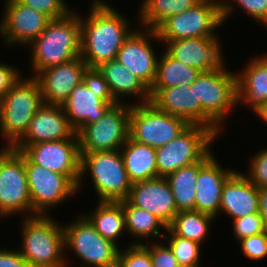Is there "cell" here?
Listing matches in <instances>:
<instances>
[{"label":"cell","mask_w":267,"mask_h":267,"mask_svg":"<svg viewBox=\"0 0 267 267\" xmlns=\"http://www.w3.org/2000/svg\"><path fill=\"white\" fill-rule=\"evenodd\" d=\"M254 115L259 117V119L262 122H265V124L267 125V103L264 104Z\"/></svg>","instance_id":"46"},{"label":"cell","mask_w":267,"mask_h":267,"mask_svg":"<svg viewBox=\"0 0 267 267\" xmlns=\"http://www.w3.org/2000/svg\"><path fill=\"white\" fill-rule=\"evenodd\" d=\"M119 102H106L92 92L83 81L74 87L62 105L71 127L78 134L86 125L98 121L106 111Z\"/></svg>","instance_id":"25"},{"label":"cell","mask_w":267,"mask_h":267,"mask_svg":"<svg viewBox=\"0 0 267 267\" xmlns=\"http://www.w3.org/2000/svg\"><path fill=\"white\" fill-rule=\"evenodd\" d=\"M135 28L124 41L116 60L150 88L155 80L159 59V53L157 56V50L153 48L154 42L159 44L160 40L156 30L139 26Z\"/></svg>","instance_id":"15"},{"label":"cell","mask_w":267,"mask_h":267,"mask_svg":"<svg viewBox=\"0 0 267 267\" xmlns=\"http://www.w3.org/2000/svg\"><path fill=\"white\" fill-rule=\"evenodd\" d=\"M236 5L253 20L255 19L254 21H256V23H261L263 27L265 26L267 29V0H223L220 5V10L224 24L228 21L227 19L232 16L231 14H236L234 13L237 10Z\"/></svg>","instance_id":"35"},{"label":"cell","mask_w":267,"mask_h":267,"mask_svg":"<svg viewBox=\"0 0 267 267\" xmlns=\"http://www.w3.org/2000/svg\"><path fill=\"white\" fill-rule=\"evenodd\" d=\"M213 155L199 170L195 194V211L214 216L219 215L222 190L227 178L235 171L223 168Z\"/></svg>","instance_id":"23"},{"label":"cell","mask_w":267,"mask_h":267,"mask_svg":"<svg viewBox=\"0 0 267 267\" xmlns=\"http://www.w3.org/2000/svg\"><path fill=\"white\" fill-rule=\"evenodd\" d=\"M163 233H165L163 239L172 249L180 267H201L200 243L176 236L168 227Z\"/></svg>","instance_id":"34"},{"label":"cell","mask_w":267,"mask_h":267,"mask_svg":"<svg viewBox=\"0 0 267 267\" xmlns=\"http://www.w3.org/2000/svg\"><path fill=\"white\" fill-rule=\"evenodd\" d=\"M244 66L236 73L237 105L246 104L255 114L267 103V53L256 55Z\"/></svg>","instance_id":"24"},{"label":"cell","mask_w":267,"mask_h":267,"mask_svg":"<svg viewBox=\"0 0 267 267\" xmlns=\"http://www.w3.org/2000/svg\"><path fill=\"white\" fill-rule=\"evenodd\" d=\"M122 205L127 235L136 238L131 241L132 244H144L147 242L146 239L155 241L159 236L164 238L165 234H161L163 232L161 229L165 232L167 226L158 217L145 209L133 206L127 199L122 200Z\"/></svg>","instance_id":"30"},{"label":"cell","mask_w":267,"mask_h":267,"mask_svg":"<svg viewBox=\"0 0 267 267\" xmlns=\"http://www.w3.org/2000/svg\"><path fill=\"white\" fill-rule=\"evenodd\" d=\"M245 258L261 261L267 258V231L239 240Z\"/></svg>","instance_id":"39"},{"label":"cell","mask_w":267,"mask_h":267,"mask_svg":"<svg viewBox=\"0 0 267 267\" xmlns=\"http://www.w3.org/2000/svg\"><path fill=\"white\" fill-rule=\"evenodd\" d=\"M3 16L0 19V37L6 46L28 48L51 21L45 14L20 3L4 0Z\"/></svg>","instance_id":"14"},{"label":"cell","mask_w":267,"mask_h":267,"mask_svg":"<svg viewBox=\"0 0 267 267\" xmlns=\"http://www.w3.org/2000/svg\"><path fill=\"white\" fill-rule=\"evenodd\" d=\"M49 17L57 20L66 17L74 9L69 7L66 0H18Z\"/></svg>","instance_id":"37"},{"label":"cell","mask_w":267,"mask_h":267,"mask_svg":"<svg viewBox=\"0 0 267 267\" xmlns=\"http://www.w3.org/2000/svg\"><path fill=\"white\" fill-rule=\"evenodd\" d=\"M63 229L65 255L71 250L81 260L80 267H117L121 247L103 238L82 213Z\"/></svg>","instance_id":"9"},{"label":"cell","mask_w":267,"mask_h":267,"mask_svg":"<svg viewBox=\"0 0 267 267\" xmlns=\"http://www.w3.org/2000/svg\"><path fill=\"white\" fill-rule=\"evenodd\" d=\"M87 16H80L81 53L87 67L116 59L124 41L135 30L127 16L106 0H92ZM123 14V15H122ZM84 17V18H83Z\"/></svg>","instance_id":"1"},{"label":"cell","mask_w":267,"mask_h":267,"mask_svg":"<svg viewBox=\"0 0 267 267\" xmlns=\"http://www.w3.org/2000/svg\"><path fill=\"white\" fill-rule=\"evenodd\" d=\"M21 219L22 244L17 248L28 267H68L63 223L52 216L35 215ZM68 263V264H67Z\"/></svg>","instance_id":"3"},{"label":"cell","mask_w":267,"mask_h":267,"mask_svg":"<svg viewBox=\"0 0 267 267\" xmlns=\"http://www.w3.org/2000/svg\"><path fill=\"white\" fill-rule=\"evenodd\" d=\"M249 160L250 169L244 175L258 188L267 187V147L256 152Z\"/></svg>","instance_id":"40"},{"label":"cell","mask_w":267,"mask_h":267,"mask_svg":"<svg viewBox=\"0 0 267 267\" xmlns=\"http://www.w3.org/2000/svg\"><path fill=\"white\" fill-rule=\"evenodd\" d=\"M75 134L62 106L43 103L29 122L26 133L11 148L22 151L30 144L68 140Z\"/></svg>","instance_id":"19"},{"label":"cell","mask_w":267,"mask_h":267,"mask_svg":"<svg viewBox=\"0 0 267 267\" xmlns=\"http://www.w3.org/2000/svg\"><path fill=\"white\" fill-rule=\"evenodd\" d=\"M127 200L152 213L167 227L178 213L174 196L165 177L132 183Z\"/></svg>","instance_id":"21"},{"label":"cell","mask_w":267,"mask_h":267,"mask_svg":"<svg viewBox=\"0 0 267 267\" xmlns=\"http://www.w3.org/2000/svg\"><path fill=\"white\" fill-rule=\"evenodd\" d=\"M43 104L38 81L22 77L0 101V138L12 147L25 133L29 122Z\"/></svg>","instance_id":"5"},{"label":"cell","mask_w":267,"mask_h":267,"mask_svg":"<svg viewBox=\"0 0 267 267\" xmlns=\"http://www.w3.org/2000/svg\"><path fill=\"white\" fill-rule=\"evenodd\" d=\"M159 54L155 80L150 88H169L173 86L191 85L201 71L185 66L173 59L165 50Z\"/></svg>","instance_id":"33"},{"label":"cell","mask_w":267,"mask_h":267,"mask_svg":"<svg viewBox=\"0 0 267 267\" xmlns=\"http://www.w3.org/2000/svg\"><path fill=\"white\" fill-rule=\"evenodd\" d=\"M24 214V216H23ZM32 216L25 155L11 147L0 148V217Z\"/></svg>","instance_id":"7"},{"label":"cell","mask_w":267,"mask_h":267,"mask_svg":"<svg viewBox=\"0 0 267 267\" xmlns=\"http://www.w3.org/2000/svg\"><path fill=\"white\" fill-rule=\"evenodd\" d=\"M150 252L153 267H180L168 244L156 241L143 244Z\"/></svg>","instance_id":"42"},{"label":"cell","mask_w":267,"mask_h":267,"mask_svg":"<svg viewBox=\"0 0 267 267\" xmlns=\"http://www.w3.org/2000/svg\"><path fill=\"white\" fill-rule=\"evenodd\" d=\"M221 213L226 214L231 221L259 213V188L236 169L224 184L219 208Z\"/></svg>","instance_id":"22"},{"label":"cell","mask_w":267,"mask_h":267,"mask_svg":"<svg viewBox=\"0 0 267 267\" xmlns=\"http://www.w3.org/2000/svg\"><path fill=\"white\" fill-rule=\"evenodd\" d=\"M149 90L151 102L159 110L178 116L190 125H203L210 128L218 137H222L223 129L202 109L200 102H196L194 87L184 84Z\"/></svg>","instance_id":"17"},{"label":"cell","mask_w":267,"mask_h":267,"mask_svg":"<svg viewBox=\"0 0 267 267\" xmlns=\"http://www.w3.org/2000/svg\"><path fill=\"white\" fill-rule=\"evenodd\" d=\"M25 170L32 202V216H50L54 207L78 194L77 185L67 175L36 165L26 156Z\"/></svg>","instance_id":"13"},{"label":"cell","mask_w":267,"mask_h":267,"mask_svg":"<svg viewBox=\"0 0 267 267\" xmlns=\"http://www.w3.org/2000/svg\"><path fill=\"white\" fill-rule=\"evenodd\" d=\"M120 152L132 183L158 178L156 148L128 138Z\"/></svg>","instance_id":"27"},{"label":"cell","mask_w":267,"mask_h":267,"mask_svg":"<svg viewBox=\"0 0 267 267\" xmlns=\"http://www.w3.org/2000/svg\"><path fill=\"white\" fill-rule=\"evenodd\" d=\"M21 70L16 66L8 65L0 62V101L4 95L14 86V84L22 77Z\"/></svg>","instance_id":"43"},{"label":"cell","mask_w":267,"mask_h":267,"mask_svg":"<svg viewBox=\"0 0 267 267\" xmlns=\"http://www.w3.org/2000/svg\"><path fill=\"white\" fill-rule=\"evenodd\" d=\"M71 11L66 17L51 20L42 33L28 45L32 62L31 77L49 67L67 63L81 53L80 15Z\"/></svg>","instance_id":"2"},{"label":"cell","mask_w":267,"mask_h":267,"mask_svg":"<svg viewBox=\"0 0 267 267\" xmlns=\"http://www.w3.org/2000/svg\"><path fill=\"white\" fill-rule=\"evenodd\" d=\"M130 103L129 138L153 148L177 138L190 124L175 115L159 110L152 102Z\"/></svg>","instance_id":"8"},{"label":"cell","mask_w":267,"mask_h":267,"mask_svg":"<svg viewBox=\"0 0 267 267\" xmlns=\"http://www.w3.org/2000/svg\"><path fill=\"white\" fill-rule=\"evenodd\" d=\"M83 83L92 92L98 93V97L106 102H118L111 93L109 84L104 79L103 74L98 70V68L87 67L83 73Z\"/></svg>","instance_id":"41"},{"label":"cell","mask_w":267,"mask_h":267,"mask_svg":"<svg viewBox=\"0 0 267 267\" xmlns=\"http://www.w3.org/2000/svg\"><path fill=\"white\" fill-rule=\"evenodd\" d=\"M130 103L112 105L98 121L86 125L77 134L80 152L120 150L129 138Z\"/></svg>","instance_id":"12"},{"label":"cell","mask_w":267,"mask_h":267,"mask_svg":"<svg viewBox=\"0 0 267 267\" xmlns=\"http://www.w3.org/2000/svg\"><path fill=\"white\" fill-rule=\"evenodd\" d=\"M80 153L78 193L85 184L84 176L88 177L89 174L99 201H122L128 198L132 182L126 172L120 150Z\"/></svg>","instance_id":"4"},{"label":"cell","mask_w":267,"mask_h":267,"mask_svg":"<svg viewBox=\"0 0 267 267\" xmlns=\"http://www.w3.org/2000/svg\"><path fill=\"white\" fill-rule=\"evenodd\" d=\"M216 218L212 215L195 211H179L168 228L181 238L193 240L203 245L211 233L212 223Z\"/></svg>","instance_id":"32"},{"label":"cell","mask_w":267,"mask_h":267,"mask_svg":"<svg viewBox=\"0 0 267 267\" xmlns=\"http://www.w3.org/2000/svg\"><path fill=\"white\" fill-rule=\"evenodd\" d=\"M97 68L103 74L113 97L119 103L125 102L123 99L128 97H133L138 104L151 102L149 88L116 59L104 62Z\"/></svg>","instance_id":"26"},{"label":"cell","mask_w":267,"mask_h":267,"mask_svg":"<svg viewBox=\"0 0 267 267\" xmlns=\"http://www.w3.org/2000/svg\"><path fill=\"white\" fill-rule=\"evenodd\" d=\"M0 267H28L27 261L16 249L0 248Z\"/></svg>","instance_id":"44"},{"label":"cell","mask_w":267,"mask_h":267,"mask_svg":"<svg viewBox=\"0 0 267 267\" xmlns=\"http://www.w3.org/2000/svg\"><path fill=\"white\" fill-rule=\"evenodd\" d=\"M219 36L168 41L163 48L173 59L201 72L220 67L225 61Z\"/></svg>","instance_id":"18"},{"label":"cell","mask_w":267,"mask_h":267,"mask_svg":"<svg viewBox=\"0 0 267 267\" xmlns=\"http://www.w3.org/2000/svg\"><path fill=\"white\" fill-rule=\"evenodd\" d=\"M226 65L224 62L215 70L201 72L190 85L194 87L196 102H200L202 109L223 130L229 115L238 107L236 72H231Z\"/></svg>","instance_id":"6"},{"label":"cell","mask_w":267,"mask_h":267,"mask_svg":"<svg viewBox=\"0 0 267 267\" xmlns=\"http://www.w3.org/2000/svg\"><path fill=\"white\" fill-rule=\"evenodd\" d=\"M96 206L82 214L103 238L118 246V238L127 233L122 201H98Z\"/></svg>","instance_id":"28"},{"label":"cell","mask_w":267,"mask_h":267,"mask_svg":"<svg viewBox=\"0 0 267 267\" xmlns=\"http://www.w3.org/2000/svg\"><path fill=\"white\" fill-rule=\"evenodd\" d=\"M214 154L211 149L201 161L182 167L165 177L173 193L178 212L195 210L198 172Z\"/></svg>","instance_id":"29"},{"label":"cell","mask_w":267,"mask_h":267,"mask_svg":"<svg viewBox=\"0 0 267 267\" xmlns=\"http://www.w3.org/2000/svg\"><path fill=\"white\" fill-rule=\"evenodd\" d=\"M199 1L200 0H142L138 10V26L156 30L169 17L185 12Z\"/></svg>","instance_id":"31"},{"label":"cell","mask_w":267,"mask_h":267,"mask_svg":"<svg viewBox=\"0 0 267 267\" xmlns=\"http://www.w3.org/2000/svg\"><path fill=\"white\" fill-rule=\"evenodd\" d=\"M223 24L219 4L199 1L185 12L169 17L156 32L164 46L173 40L218 36L215 31Z\"/></svg>","instance_id":"11"},{"label":"cell","mask_w":267,"mask_h":267,"mask_svg":"<svg viewBox=\"0 0 267 267\" xmlns=\"http://www.w3.org/2000/svg\"><path fill=\"white\" fill-rule=\"evenodd\" d=\"M233 235L236 240L266 232L263 219L260 213L250 214L232 221Z\"/></svg>","instance_id":"38"},{"label":"cell","mask_w":267,"mask_h":267,"mask_svg":"<svg viewBox=\"0 0 267 267\" xmlns=\"http://www.w3.org/2000/svg\"><path fill=\"white\" fill-rule=\"evenodd\" d=\"M218 136L203 125H190L177 138L156 148L158 177L201 161L211 150Z\"/></svg>","instance_id":"10"},{"label":"cell","mask_w":267,"mask_h":267,"mask_svg":"<svg viewBox=\"0 0 267 267\" xmlns=\"http://www.w3.org/2000/svg\"><path fill=\"white\" fill-rule=\"evenodd\" d=\"M86 69L87 64L80 56L38 72L34 78L40 86L43 103L62 106L74 87L83 81Z\"/></svg>","instance_id":"20"},{"label":"cell","mask_w":267,"mask_h":267,"mask_svg":"<svg viewBox=\"0 0 267 267\" xmlns=\"http://www.w3.org/2000/svg\"><path fill=\"white\" fill-rule=\"evenodd\" d=\"M259 213L267 231V187L259 188Z\"/></svg>","instance_id":"45"},{"label":"cell","mask_w":267,"mask_h":267,"mask_svg":"<svg viewBox=\"0 0 267 267\" xmlns=\"http://www.w3.org/2000/svg\"><path fill=\"white\" fill-rule=\"evenodd\" d=\"M32 163L67 175L76 185L80 177L81 153L78 135L71 139L27 145L21 151Z\"/></svg>","instance_id":"16"},{"label":"cell","mask_w":267,"mask_h":267,"mask_svg":"<svg viewBox=\"0 0 267 267\" xmlns=\"http://www.w3.org/2000/svg\"><path fill=\"white\" fill-rule=\"evenodd\" d=\"M117 267H153L150 252L143 244L128 242L119 250Z\"/></svg>","instance_id":"36"},{"label":"cell","mask_w":267,"mask_h":267,"mask_svg":"<svg viewBox=\"0 0 267 267\" xmlns=\"http://www.w3.org/2000/svg\"><path fill=\"white\" fill-rule=\"evenodd\" d=\"M200 1H210V2H214V3L221 5L223 0H200Z\"/></svg>","instance_id":"47"}]
</instances>
